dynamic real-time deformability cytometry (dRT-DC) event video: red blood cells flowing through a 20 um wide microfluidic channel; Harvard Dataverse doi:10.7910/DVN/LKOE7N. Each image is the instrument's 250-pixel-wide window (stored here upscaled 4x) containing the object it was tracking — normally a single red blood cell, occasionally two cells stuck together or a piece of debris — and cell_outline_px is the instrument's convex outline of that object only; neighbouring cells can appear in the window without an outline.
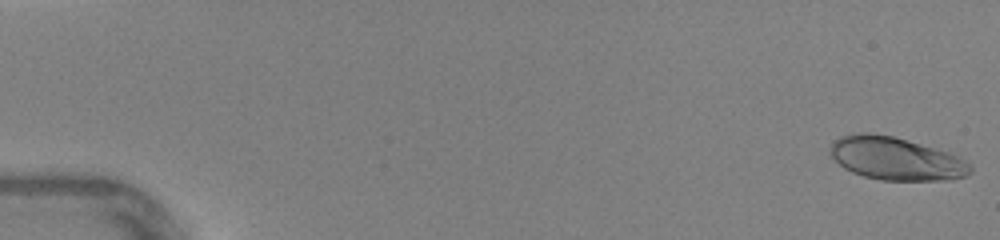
{"species": "human", "species_latin": "Homo sapiens", "temperature_condition": "warm", "stored_images_in_passage": 46, "camera_frame_rate_fps": 3000, "um_per_image_px": 0.085, "donor": {"sex": "female"}, "frame": {"image": 1, "passage_image": 1, "time_ms": 0.0, "image_size_px": [1000, 240], "cell_outline_px": [[972, 172], [968, 176], [952, 180], [880, 180], [864, 176], [852, 172], [844, 168], [832, 156], [832, 144], [840, 136], [856, 132], [868, 132], [892, 136], [948, 152], [972, 164]], "centroid_in_image_um": [76.19, 13.49], "position_along_channel_um": 8.8, "area_um2": 34.85}}
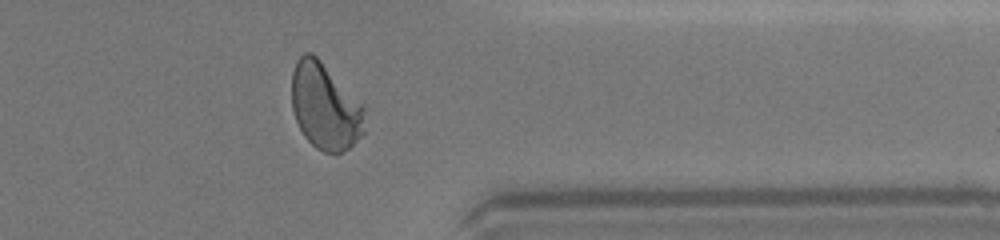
{"frame": {"image": 2, "passage_image": 38, "time_ms": 12.333, "image_size_px": [1000, 240], "cell_outline_px": [[364, 132], [348, 148], [340, 152], [324, 152], [316, 148], [304, 136], [296, 120], [292, 108], [292, 72], [296, 60], [304, 52], [312, 52], [364, 104]], "centroid_in_image_um": [27.62, 9.02], "position_along_channel_um": 383.8, "area_um2": 36.65}}
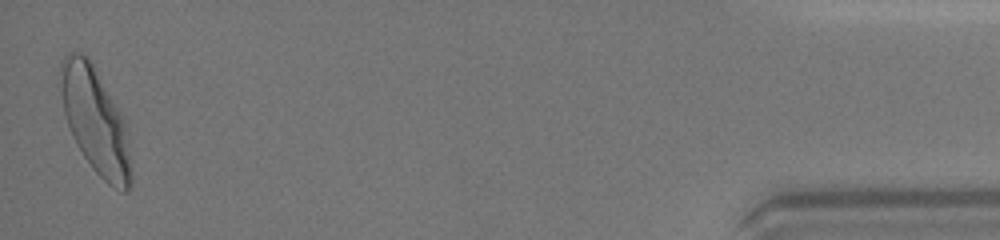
{"frame": {"image": 3, "passage_image": 46, "time_ms": 15.0, "image_size_px": [1000, 240], "cell_outline_px": [[132, 184], [124, 192], [112, 188], [92, 168], [76, 144], [68, 124], [64, 112], [60, 72], [60, 60], [68, 52], [84, 52], [88, 56], [120, 112], [124, 120], [132, 168]], "centroid_in_image_um": [8.11, 10.28], "position_along_channel_um": 427.1, "area_um2": 43.0}, "authors_computed_cell_mechanics": {"area_um2": 36.0383, "velocity_mm_per_s": 4.3676, "shape_relaxation_time_tau1_ms": 3.1898, "shape_relaxation_time_tau2_ms": null, "deformation_change_tau1": 0.179, "deformation_change_tau2": null}}